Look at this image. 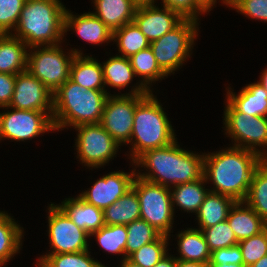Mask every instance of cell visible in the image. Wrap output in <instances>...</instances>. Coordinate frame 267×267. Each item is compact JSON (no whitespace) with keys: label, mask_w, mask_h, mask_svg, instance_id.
I'll return each instance as SVG.
<instances>
[{"label":"cell","mask_w":267,"mask_h":267,"mask_svg":"<svg viewBox=\"0 0 267 267\" xmlns=\"http://www.w3.org/2000/svg\"><path fill=\"white\" fill-rule=\"evenodd\" d=\"M259 81L261 82V84L264 86V88L267 91V68H265L264 71L262 72V75L260 76Z\"/></svg>","instance_id":"cell-51"},{"label":"cell","mask_w":267,"mask_h":267,"mask_svg":"<svg viewBox=\"0 0 267 267\" xmlns=\"http://www.w3.org/2000/svg\"><path fill=\"white\" fill-rule=\"evenodd\" d=\"M90 250L54 255H41L36 267H106L90 255Z\"/></svg>","instance_id":"cell-34"},{"label":"cell","mask_w":267,"mask_h":267,"mask_svg":"<svg viewBox=\"0 0 267 267\" xmlns=\"http://www.w3.org/2000/svg\"><path fill=\"white\" fill-rule=\"evenodd\" d=\"M210 267H246L243 263L238 264H219V263H209Z\"/></svg>","instance_id":"cell-48"},{"label":"cell","mask_w":267,"mask_h":267,"mask_svg":"<svg viewBox=\"0 0 267 267\" xmlns=\"http://www.w3.org/2000/svg\"><path fill=\"white\" fill-rule=\"evenodd\" d=\"M244 202L267 223V159L255 169Z\"/></svg>","instance_id":"cell-30"},{"label":"cell","mask_w":267,"mask_h":267,"mask_svg":"<svg viewBox=\"0 0 267 267\" xmlns=\"http://www.w3.org/2000/svg\"><path fill=\"white\" fill-rule=\"evenodd\" d=\"M210 153H204V177L207 182H213L209 191L244 201L253 173L263 157L252 150L233 146Z\"/></svg>","instance_id":"cell-1"},{"label":"cell","mask_w":267,"mask_h":267,"mask_svg":"<svg viewBox=\"0 0 267 267\" xmlns=\"http://www.w3.org/2000/svg\"><path fill=\"white\" fill-rule=\"evenodd\" d=\"M0 113V140L27 141L45 132L55 131L53 111L19 110Z\"/></svg>","instance_id":"cell-11"},{"label":"cell","mask_w":267,"mask_h":267,"mask_svg":"<svg viewBox=\"0 0 267 267\" xmlns=\"http://www.w3.org/2000/svg\"><path fill=\"white\" fill-rule=\"evenodd\" d=\"M74 129L78 131L75 147L81 164L90 169L100 168L116 157L121 145L100 123L83 124Z\"/></svg>","instance_id":"cell-10"},{"label":"cell","mask_w":267,"mask_h":267,"mask_svg":"<svg viewBox=\"0 0 267 267\" xmlns=\"http://www.w3.org/2000/svg\"><path fill=\"white\" fill-rule=\"evenodd\" d=\"M132 189L137 193L139 199L141 219L162 235L170 237L175 216L170 188L136 175Z\"/></svg>","instance_id":"cell-8"},{"label":"cell","mask_w":267,"mask_h":267,"mask_svg":"<svg viewBox=\"0 0 267 267\" xmlns=\"http://www.w3.org/2000/svg\"><path fill=\"white\" fill-rule=\"evenodd\" d=\"M109 95L107 90L86 89L68 79L53 92L52 120L55 131L100 123Z\"/></svg>","instance_id":"cell-3"},{"label":"cell","mask_w":267,"mask_h":267,"mask_svg":"<svg viewBox=\"0 0 267 267\" xmlns=\"http://www.w3.org/2000/svg\"><path fill=\"white\" fill-rule=\"evenodd\" d=\"M152 92H149L136 106L129 153L132 163L145 151L165 147L173 143L174 129L167 113Z\"/></svg>","instance_id":"cell-5"},{"label":"cell","mask_w":267,"mask_h":267,"mask_svg":"<svg viewBox=\"0 0 267 267\" xmlns=\"http://www.w3.org/2000/svg\"><path fill=\"white\" fill-rule=\"evenodd\" d=\"M178 252L179 257H175L177 260L209 263L211 258V252L206 243L205 236L200 229L187 228L177 234Z\"/></svg>","instance_id":"cell-26"},{"label":"cell","mask_w":267,"mask_h":267,"mask_svg":"<svg viewBox=\"0 0 267 267\" xmlns=\"http://www.w3.org/2000/svg\"><path fill=\"white\" fill-rule=\"evenodd\" d=\"M24 228L5 211H0V267L20 253Z\"/></svg>","instance_id":"cell-28"},{"label":"cell","mask_w":267,"mask_h":267,"mask_svg":"<svg viewBox=\"0 0 267 267\" xmlns=\"http://www.w3.org/2000/svg\"><path fill=\"white\" fill-rule=\"evenodd\" d=\"M226 104L223 128L234 142L231 146L252 150L267 159V117H249L238 112L227 100ZM259 147H263L262 150Z\"/></svg>","instance_id":"cell-9"},{"label":"cell","mask_w":267,"mask_h":267,"mask_svg":"<svg viewBox=\"0 0 267 267\" xmlns=\"http://www.w3.org/2000/svg\"><path fill=\"white\" fill-rule=\"evenodd\" d=\"M249 267H267V255Z\"/></svg>","instance_id":"cell-50"},{"label":"cell","mask_w":267,"mask_h":267,"mask_svg":"<svg viewBox=\"0 0 267 267\" xmlns=\"http://www.w3.org/2000/svg\"><path fill=\"white\" fill-rule=\"evenodd\" d=\"M163 7L179 13L184 19L199 20L205 12L194 2V0H162Z\"/></svg>","instance_id":"cell-41"},{"label":"cell","mask_w":267,"mask_h":267,"mask_svg":"<svg viewBox=\"0 0 267 267\" xmlns=\"http://www.w3.org/2000/svg\"><path fill=\"white\" fill-rule=\"evenodd\" d=\"M95 236L99 247L108 253L122 254L121 260H125L126 243L128 238L126 225H104L98 231L90 234Z\"/></svg>","instance_id":"cell-33"},{"label":"cell","mask_w":267,"mask_h":267,"mask_svg":"<svg viewBox=\"0 0 267 267\" xmlns=\"http://www.w3.org/2000/svg\"><path fill=\"white\" fill-rule=\"evenodd\" d=\"M177 267H210L209 263L177 260Z\"/></svg>","instance_id":"cell-46"},{"label":"cell","mask_w":267,"mask_h":267,"mask_svg":"<svg viewBox=\"0 0 267 267\" xmlns=\"http://www.w3.org/2000/svg\"><path fill=\"white\" fill-rule=\"evenodd\" d=\"M95 12L98 17L113 33L125 24L133 22L136 6L131 0H94Z\"/></svg>","instance_id":"cell-22"},{"label":"cell","mask_w":267,"mask_h":267,"mask_svg":"<svg viewBox=\"0 0 267 267\" xmlns=\"http://www.w3.org/2000/svg\"><path fill=\"white\" fill-rule=\"evenodd\" d=\"M129 59L135 76L140 77L142 80L136 83V86H132L129 93L123 94H148L149 92H152V89H150L151 85H153L152 82L156 83V81H159L160 79L162 80L164 77L168 76L159 67L150 47L137 52Z\"/></svg>","instance_id":"cell-19"},{"label":"cell","mask_w":267,"mask_h":267,"mask_svg":"<svg viewBox=\"0 0 267 267\" xmlns=\"http://www.w3.org/2000/svg\"><path fill=\"white\" fill-rule=\"evenodd\" d=\"M153 267H177V259L175 258V256H169V254L167 253Z\"/></svg>","instance_id":"cell-45"},{"label":"cell","mask_w":267,"mask_h":267,"mask_svg":"<svg viewBox=\"0 0 267 267\" xmlns=\"http://www.w3.org/2000/svg\"><path fill=\"white\" fill-rule=\"evenodd\" d=\"M177 139L161 148L145 151L134 162L136 175L147 181L172 188L178 184L196 181L204 176V153L196 154L180 148ZM137 166V167H136Z\"/></svg>","instance_id":"cell-2"},{"label":"cell","mask_w":267,"mask_h":267,"mask_svg":"<svg viewBox=\"0 0 267 267\" xmlns=\"http://www.w3.org/2000/svg\"><path fill=\"white\" fill-rule=\"evenodd\" d=\"M147 94H110L106 99L100 124L120 144L128 145L137 104Z\"/></svg>","instance_id":"cell-13"},{"label":"cell","mask_w":267,"mask_h":267,"mask_svg":"<svg viewBox=\"0 0 267 267\" xmlns=\"http://www.w3.org/2000/svg\"><path fill=\"white\" fill-rule=\"evenodd\" d=\"M237 201L230 196L209 191L195 214L200 230L227 220L230 209Z\"/></svg>","instance_id":"cell-24"},{"label":"cell","mask_w":267,"mask_h":267,"mask_svg":"<svg viewBox=\"0 0 267 267\" xmlns=\"http://www.w3.org/2000/svg\"><path fill=\"white\" fill-rule=\"evenodd\" d=\"M48 235L52 248L46 255L76 253L89 250L87 239L90 235L77 227L65 212L56 204H49Z\"/></svg>","instance_id":"cell-12"},{"label":"cell","mask_w":267,"mask_h":267,"mask_svg":"<svg viewBox=\"0 0 267 267\" xmlns=\"http://www.w3.org/2000/svg\"><path fill=\"white\" fill-rule=\"evenodd\" d=\"M143 6L136 8L134 22L150 41L159 39L177 27L184 18L166 7Z\"/></svg>","instance_id":"cell-16"},{"label":"cell","mask_w":267,"mask_h":267,"mask_svg":"<svg viewBox=\"0 0 267 267\" xmlns=\"http://www.w3.org/2000/svg\"><path fill=\"white\" fill-rule=\"evenodd\" d=\"M229 7L245 17L267 22V0H230Z\"/></svg>","instance_id":"cell-40"},{"label":"cell","mask_w":267,"mask_h":267,"mask_svg":"<svg viewBox=\"0 0 267 267\" xmlns=\"http://www.w3.org/2000/svg\"><path fill=\"white\" fill-rule=\"evenodd\" d=\"M135 172V168L130 173L110 172L97 179L91 188L78 195L87 203L104 210L132 189Z\"/></svg>","instance_id":"cell-14"},{"label":"cell","mask_w":267,"mask_h":267,"mask_svg":"<svg viewBox=\"0 0 267 267\" xmlns=\"http://www.w3.org/2000/svg\"><path fill=\"white\" fill-rule=\"evenodd\" d=\"M205 183L209 182L203 176L196 181L178 184L170 188L173 209L175 210L174 207L178 206L181 211L197 213L209 192V189L205 188Z\"/></svg>","instance_id":"cell-27"},{"label":"cell","mask_w":267,"mask_h":267,"mask_svg":"<svg viewBox=\"0 0 267 267\" xmlns=\"http://www.w3.org/2000/svg\"><path fill=\"white\" fill-rule=\"evenodd\" d=\"M198 21L184 19L177 27L150 43L159 67L167 74H174L190 58L198 36Z\"/></svg>","instance_id":"cell-7"},{"label":"cell","mask_w":267,"mask_h":267,"mask_svg":"<svg viewBox=\"0 0 267 267\" xmlns=\"http://www.w3.org/2000/svg\"><path fill=\"white\" fill-rule=\"evenodd\" d=\"M75 55L69 79L86 89L106 90L101 63L92 56Z\"/></svg>","instance_id":"cell-25"},{"label":"cell","mask_w":267,"mask_h":267,"mask_svg":"<svg viewBox=\"0 0 267 267\" xmlns=\"http://www.w3.org/2000/svg\"><path fill=\"white\" fill-rule=\"evenodd\" d=\"M121 263L122 264L120 267H142L141 265H138V264L132 262L129 258L122 260Z\"/></svg>","instance_id":"cell-49"},{"label":"cell","mask_w":267,"mask_h":267,"mask_svg":"<svg viewBox=\"0 0 267 267\" xmlns=\"http://www.w3.org/2000/svg\"><path fill=\"white\" fill-rule=\"evenodd\" d=\"M25 1L0 0V34H10L14 31Z\"/></svg>","instance_id":"cell-39"},{"label":"cell","mask_w":267,"mask_h":267,"mask_svg":"<svg viewBox=\"0 0 267 267\" xmlns=\"http://www.w3.org/2000/svg\"><path fill=\"white\" fill-rule=\"evenodd\" d=\"M128 238L125 256L128 258L143 245L157 240L162 234L149 225L145 220L138 219L126 225Z\"/></svg>","instance_id":"cell-35"},{"label":"cell","mask_w":267,"mask_h":267,"mask_svg":"<svg viewBox=\"0 0 267 267\" xmlns=\"http://www.w3.org/2000/svg\"><path fill=\"white\" fill-rule=\"evenodd\" d=\"M131 1L137 8L143 6H153L156 3V0H131Z\"/></svg>","instance_id":"cell-47"},{"label":"cell","mask_w":267,"mask_h":267,"mask_svg":"<svg viewBox=\"0 0 267 267\" xmlns=\"http://www.w3.org/2000/svg\"><path fill=\"white\" fill-rule=\"evenodd\" d=\"M19 110L53 111V92L28 71L16 74L12 101Z\"/></svg>","instance_id":"cell-15"},{"label":"cell","mask_w":267,"mask_h":267,"mask_svg":"<svg viewBox=\"0 0 267 267\" xmlns=\"http://www.w3.org/2000/svg\"><path fill=\"white\" fill-rule=\"evenodd\" d=\"M209 263H219V264L243 263V256L240 250V246L237 244L231 247L221 248L211 252V258Z\"/></svg>","instance_id":"cell-42"},{"label":"cell","mask_w":267,"mask_h":267,"mask_svg":"<svg viewBox=\"0 0 267 267\" xmlns=\"http://www.w3.org/2000/svg\"><path fill=\"white\" fill-rule=\"evenodd\" d=\"M105 86L118 90L127 87L135 76L129 58L115 55L101 64Z\"/></svg>","instance_id":"cell-32"},{"label":"cell","mask_w":267,"mask_h":267,"mask_svg":"<svg viewBox=\"0 0 267 267\" xmlns=\"http://www.w3.org/2000/svg\"><path fill=\"white\" fill-rule=\"evenodd\" d=\"M217 0H194V2L206 13L212 10V7L215 6ZM223 4L229 6L230 0H221Z\"/></svg>","instance_id":"cell-44"},{"label":"cell","mask_w":267,"mask_h":267,"mask_svg":"<svg viewBox=\"0 0 267 267\" xmlns=\"http://www.w3.org/2000/svg\"><path fill=\"white\" fill-rule=\"evenodd\" d=\"M232 88L226 89V100L238 111L247 116L267 117V91L260 81L250 83L236 94Z\"/></svg>","instance_id":"cell-18"},{"label":"cell","mask_w":267,"mask_h":267,"mask_svg":"<svg viewBox=\"0 0 267 267\" xmlns=\"http://www.w3.org/2000/svg\"><path fill=\"white\" fill-rule=\"evenodd\" d=\"M28 48L12 34H0V73L16 75L27 71Z\"/></svg>","instance_id":"cell-23"},{"label":"cell","mask_w":267,"mask_h":267,"mask_svg":"<svg viewBox=\"0 0 267 267\" xmlns=\"http://www.w3.org/2000/svg\"><path fill=\"white\" fill-rule=\"evenodd\" d=\"M169 236L161 235L157 240L143 245L128 258L142 267H153L168 253Z\"/></svg>","instance_id":"cell-36"},{"label":"cell","mask_w":267,"mask_h":267,"mask_svg":"<svg viewBox=\"0 0 267 267\" xmlns=\"http://www.w3.org/2000/svg\"><path fill=\"white\" fill-rule=\"evenodd\" d=\"M66 7L60 0H26L12 32L28 47L61 44Z\"/></svg>","instance_id":"cell-4"},{"label":"cell","mask_w":267,"mask_h":267,"mask_svg":"<svg viewBox=\"0 0 267 267\" xmlns=\"http://www.w3.org/2000/svg\"><path fill=\"white\" fill-rule=\"evenodd\" d=\"M227 222L238 242L259 234L267 227V223L244 201L233 205Z\"/></svg>","instance_id":"cell-21"},{"label":"cell","mask_w":267,"mask_h":267,"mask_svg":"<svg viewBox=\"0 0 267 267\" xmlns=\"http://www.w3.org/2000/svg\"><path fill=\"white\" fill-rule=\"evenodd\" d=\"M59 45L32 46L28 51L27 71L52 92L69 79L75 55H83L81 50L74 48L65 54Z\"/></svg>","instance_id":"cell-6"},{"label":"cell","mask_w":267,"mask_h":267,"mask_svg":"<svg viewBox=\"0 0 267 267\" xmlns=\"http://www.w3.org/2000/svg\"><path fill=\"white\" fill-rule=\"evenodd\" d=\"M112 41L116 42L120 56L130 58L137 52L150 47V41L136 23L130 22L113 32Z\"/></svg>","instance_id":"cell-31"},{"label":"cell","mask_w":267,"mask_h":267,"mask_svg":"<svg viewBox=\"0 0 267 267\" xmlns=\"http://www.w3.org/2000/svg\"><path fill=\"white\" fill-rule=\"evenodd\" d=\"M74 30L76 35L84 41L99 45L112 42L113 33L110 29L92 12L74 15L66 9L64 16V35L67 31Z\"/></svg>","instance_id":"cell-17"},{"label":"cell","mask_w":267,"mask_h":267,"mask_svg":"<svg viewBox=\"0 0 267 267\" xmlns=\"http://www.w3.org/2000/svg\"><path fill=\"white\" fill-rule=\"evenodd\" d=\"M202 232L210 252L238 244L234 232L230 228L227 220L220 222L215 226L204 228Z\"/></svg>","instance_id":"cell-37"},{"label":"cell","mask_w":267,"mask_h":267,"mask_svg":"<svg viewBox=\"0 0 267 267\" xmlns=\"http://www.w3.org/2000/svg\"><path fill=\"white\" fill-rule=\"evenodd\" d=\"M246 267L267 255V227L259 234L238 242Z\"/></svg>","instance_id":"cell-38"},{"label":"cell","mask_w":267,"mask_h":267,"mask_svg":"<svg viewBox=\"0 0 267 267\" xmlns=\"http://www.w3.org/2000/svg\"><path fill=\"white\" fill-rule=\"evenodd\" d=\"M16 75L0 73V108L8 107L12 101Z\"/></svg>","instance_id":"cell-43"},{"label":"cell","mask_w":267,"mask_h":267,"mask_svg":"<svg viewBox=\"0 0 267 267\" xmlns=\"http://www.w3.org/2000/svg\"><path fill=\"white\" fill-rule=\"evenodd\" d=\"M105 225H127L141 219L137 193L130 189L119 200L103 210Z\"/></svg>","instance_id":"cell-29"},{"label":"cell","mask_w":267,"mask_h":267,"mask_svg":"<svg viewBox=\"0 0 267 267\" xmlns=\"http://www.w3.org/2000/svg\"><path fill=\"white\" fill-rule=\"evenodd\" d=\"M57 205L77 227L82 228L89 235L105 225L103 210L87 203L79 195L76 198H66Z\"/></svg>","instance_id":"cell-20"}]
</instances>
